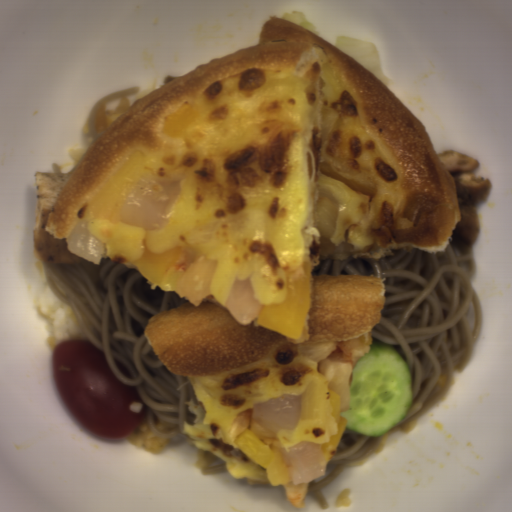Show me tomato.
Here are the masks:
<instances>
[{
	"instance_id": "1",
	"label": "tomato",
	"mask_w": 512,
	"mask_h": 512,
	"mask_svg": "<svg viewBox=\"0 0 512 512\" xmlns=\"http://www.w3.org/2000/svg\"><path fill=\"white\" fill-rule=\"evenodd\" d=\"M52 364L62 402L85 431L116 440L132 435L147 420L138 388L123 384L104 352L89 340L68 337L57 342Z\"/></svg>"
}]
</instances>
